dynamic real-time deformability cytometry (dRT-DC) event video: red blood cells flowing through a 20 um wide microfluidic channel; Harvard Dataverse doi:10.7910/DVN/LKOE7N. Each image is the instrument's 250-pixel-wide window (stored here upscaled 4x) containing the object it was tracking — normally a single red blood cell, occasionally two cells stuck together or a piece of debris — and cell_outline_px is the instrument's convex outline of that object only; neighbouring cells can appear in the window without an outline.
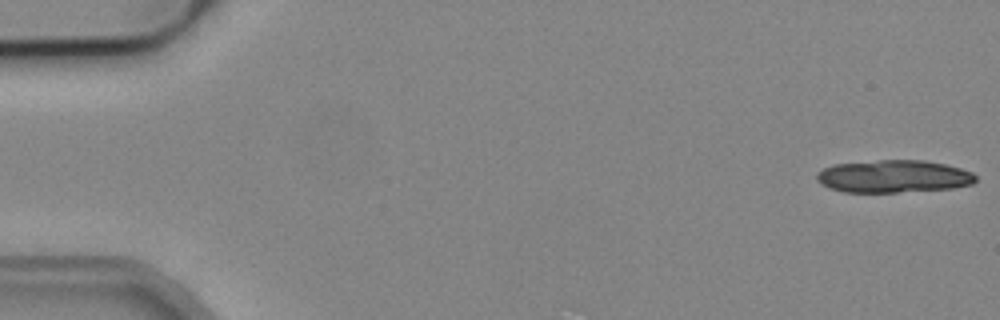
{"species": "common noctule bat (a hibernating species)", "species_latin": "Nyctalus noctula", "temperature_condition": "cold", "stored_images_in_passage": 6, "camera_frame_rate_fps": 3000, "um_per_image_px": 0.085, "animal": {"sex": "male", "body_mass_g": 19.2, "forearm_length_mm": 51.8}, "frame": {"image": 1, "passage_image": 1, "time_ms": 0.0, "image_size_px": [1000, 320], "cell_outline_px": [[976, 180], [972, 184], [952, 188], [896, 192], [844, 192], [828, 188], [820, 184], [816, 180], [816, 172], [832, 164], [880, 160], [924, 160], [944, 164], [960, 168], [972, 172], [976, 176]], "centroid_in_image_um": [75.9, 14.99], "position_along_channel_um": 9.1, "area_um2": 30.29}}
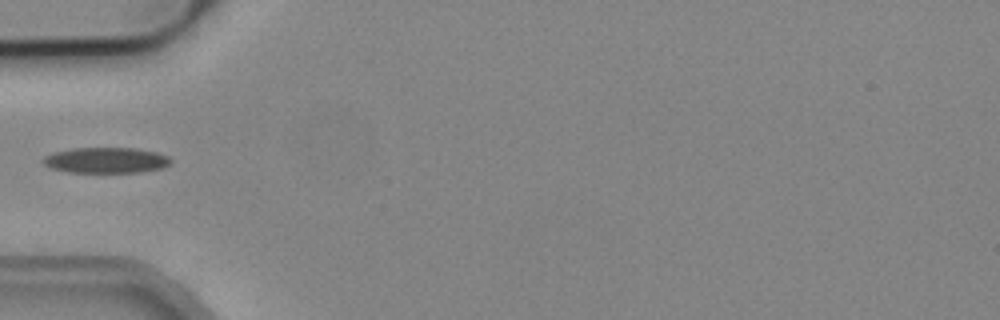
{"frame": {"image": 2, "passage_image": 6, "time_ms": 1.667, "image_size_px": [1000, 320], "cell_outline_px": [[172, 164], [164, 168], [140, 172], [68, 172], [52, 168], [44, 164], [40, 160], [44, 156], [56, 152], [72, 148], [132, 148], [156, 152], [168, 156], [172, 160]], "centroid_in_image_um": [9.04, 13.62], "position_along_channel_um": 76.0, "area_um2": 19.13}}